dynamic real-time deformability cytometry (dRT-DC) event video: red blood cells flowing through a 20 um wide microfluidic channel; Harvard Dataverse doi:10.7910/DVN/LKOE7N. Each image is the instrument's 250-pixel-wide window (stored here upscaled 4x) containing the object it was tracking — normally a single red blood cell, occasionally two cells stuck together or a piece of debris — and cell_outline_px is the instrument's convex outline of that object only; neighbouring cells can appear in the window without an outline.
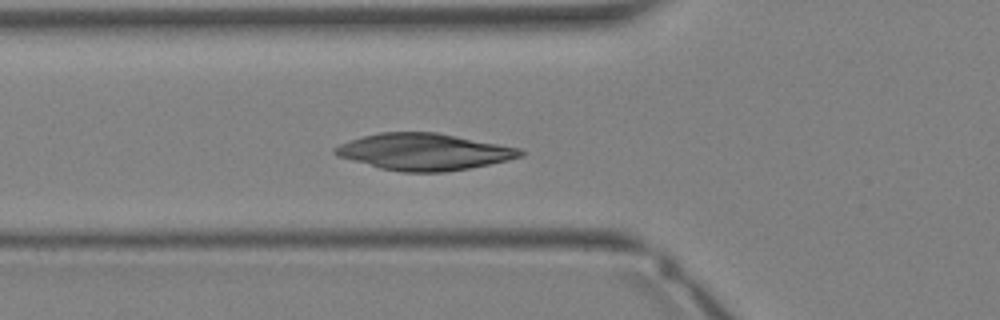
{"species": "Egyptian fruit bat (a non-hibernating species)", "species_latin": "Rousettus aegyptiacus", "temperature_condition": "warm", "stored_images_in_passage": 16, "camera_frame_rate_fps": 3000, "um_per_image_px": 0.085, "animal": {"sex": "female"}, "frame": {"image": 1, "passage_image": 3, "time_ms": 0.667, "image_size_px": [1000, 320], "cell_outline_px": [[524, 156], [508, 160], [468, 168], [444, 172], [404, 172], [380, 168], [336, 156], [332, 152], [332, 148], [340, 144], [364, 136], [380, 132], [436, 132], [520, 148], [524, 152]], "centroid_in_image_um": [36.02, 12.9], "position_along_channel_um": 89.8, "area_um2": 39.36}}
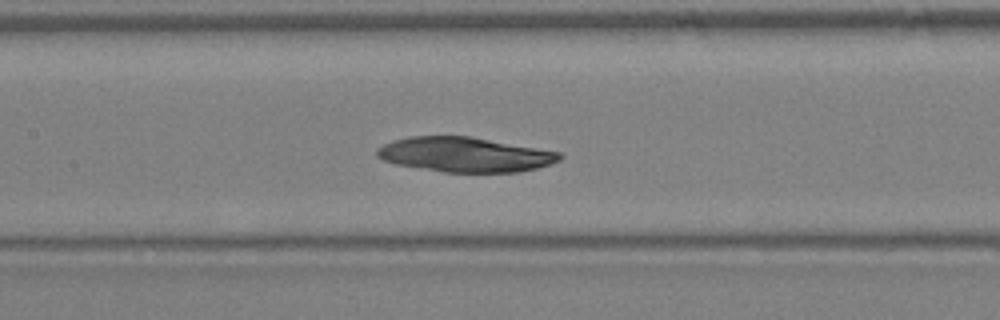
{"frame": {"image": 2, "passage_image": 7, "time_ms": 2.0, "image_size_px": [1000, 320], "cell_outline_px": [[564, 156], [560, 160], [536, 168], [520, 172], [444, 172], [396, 164], [384, 160], [376, 156], [376, 148], [392, 140], [408, 136], [468, 136], [560, 152]], "centroid_in_image_um": [39.48, 13.14], "position_along_channel_um": 167.9, "area_um2": 36.82}}
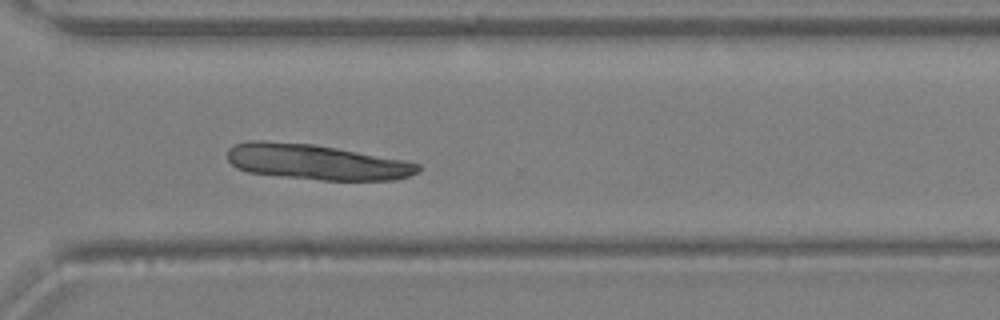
{"frame": {"image": 3, "passage_image": 16, "time_ms": 5.0, "image_size_px": [1000, 320], "cell_outline_px": [[420, 172], [396, 180], [324, 180], [248, 172], [236, 168], [228, 160], [228, 148], [232, 144], [248, 140], [264, 140], [312, 144], [408, 160], [420, 164]], "centroid_in_image_um": [26.9, 13.76], "position_along_channel_um": 343.7, "area_um2": 39.48}}